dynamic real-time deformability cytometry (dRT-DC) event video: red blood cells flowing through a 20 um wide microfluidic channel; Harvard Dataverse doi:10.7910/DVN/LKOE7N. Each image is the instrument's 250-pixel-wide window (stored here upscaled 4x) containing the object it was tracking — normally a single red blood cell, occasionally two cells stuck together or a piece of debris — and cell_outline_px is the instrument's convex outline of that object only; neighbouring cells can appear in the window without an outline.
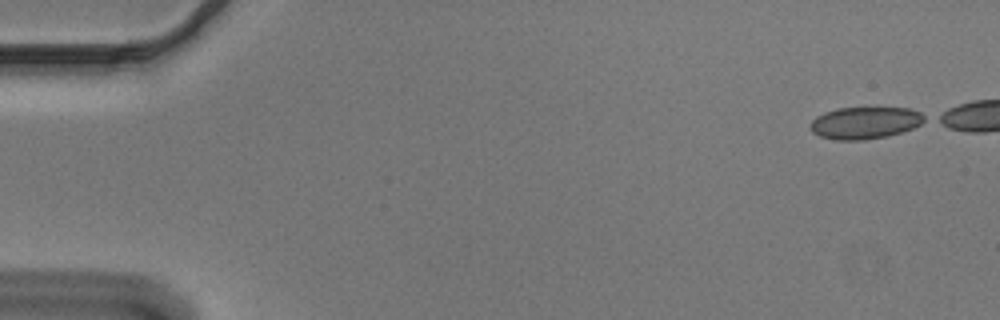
{"species": "Egyptian fruit bat (a non-hibernating species)", "species_latin": "Rousettus aegyptiacus", "temperature_condition": "cold", "stored_images_in_passage": 43, "camera_frame_rate_fps": 3000, "um_per_image_px": 0.085, "animal": {"sex": "male"}, "frame": {"image": 1, "passage_image": 1, "time_ms": 0.0, "image_size_px": [1000, 320], "cell_outline_px": [[928, 120], [912, 128], [888, 136], [864, 140], [836, 140], [820, 136], [812, 132], [812, 120], [816, 116], [824, 112], [836, 108], [912, 108], [928, 116]], "centroid_in_image_um": [73.57, 10.43], "position_along_channel_um": 11.4, "area_um2": 21.39}}
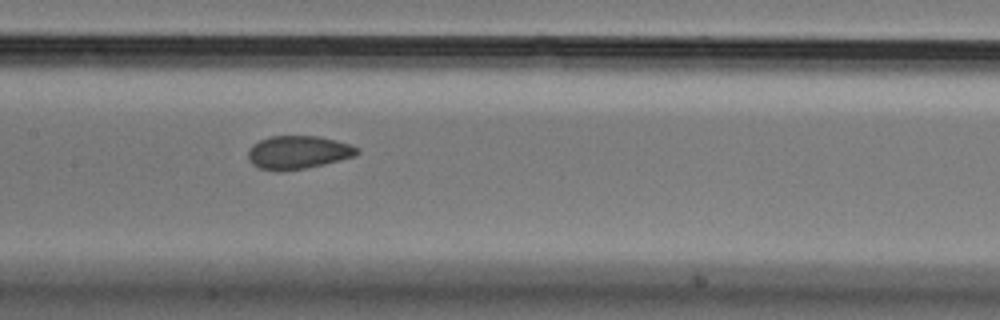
{"frame": {"image": 2, "passage_image": 25, "time_ms": 8.0, "image_size_px": [1000, 320], "cell_outline_px": [[360, 152], [356, 156], [324, 164], [304, 168], [280, 172], [260, 168], [252, 164], [248, 160], [248, 148], [252, 144], [260, 140], [272, 136], [316, 136], [336, 140], [360, 148]], "centroid_in_image_um": [25.33, 12.95], "position_along_channel_um": 182.1, "area_um2": 21.21}}
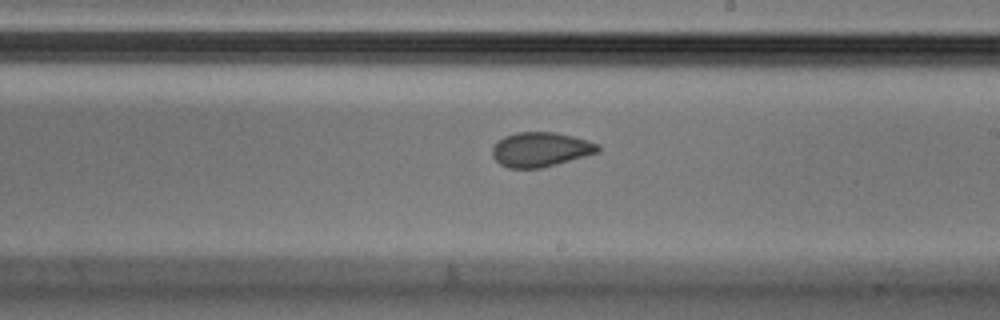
{"frame": {"image": 3, "passage_image": 30, "time_ms": 9.667, "image_size_px": [1000, 320], "cell_outline_px": [[600, 152], [556, 164], [540, 168], [508, 168], [500, 164], [492, 156], [492, 148], [504, 136], [516, 132], [556, 132], [588, 140], [600, 144]], "centroid_in_image_um": [45.97, 12.7], "position_along_channel_um": 243.0, "area_um2": 21.27}}